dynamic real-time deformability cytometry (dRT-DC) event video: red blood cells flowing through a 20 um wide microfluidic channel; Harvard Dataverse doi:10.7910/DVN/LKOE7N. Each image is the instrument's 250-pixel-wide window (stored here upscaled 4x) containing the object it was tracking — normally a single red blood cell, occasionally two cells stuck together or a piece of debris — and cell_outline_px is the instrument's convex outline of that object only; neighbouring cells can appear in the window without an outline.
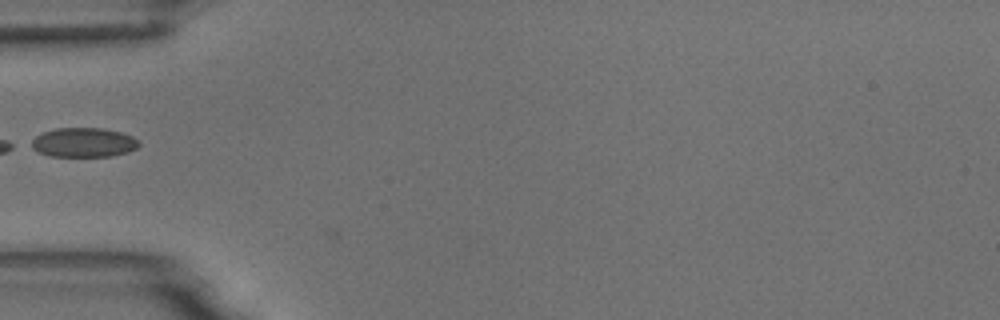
{"species": "common noctule bat (a hibernating species)", "species_latin": "Nyctalus noctula", "temperature_condition": "room temperature", "stored_images_in_passage": 3, "camera_frame_rate_fps": 3000, "um_per_image_px": 0.085, "animal": {"sex": "male", "body_mass_g": 18.8}, "frame": {"image": 1, "passage_image": 3, "time_ms": 2.333, "image_size_px": [1000, 320], "cell_outline_px": [[140, 144], [136, 148], [128, 152], [112, 156], [48, 156], [36, 152], [28, 148], [24, 144], [36, 136], [44, 132], [56, 128], [100, 128], [120, 132], [132, 136]], "centroid_in_image_um": [6.98, 12.12], "position_along_channel_um": 78.0, "area_um2": 18.73}}